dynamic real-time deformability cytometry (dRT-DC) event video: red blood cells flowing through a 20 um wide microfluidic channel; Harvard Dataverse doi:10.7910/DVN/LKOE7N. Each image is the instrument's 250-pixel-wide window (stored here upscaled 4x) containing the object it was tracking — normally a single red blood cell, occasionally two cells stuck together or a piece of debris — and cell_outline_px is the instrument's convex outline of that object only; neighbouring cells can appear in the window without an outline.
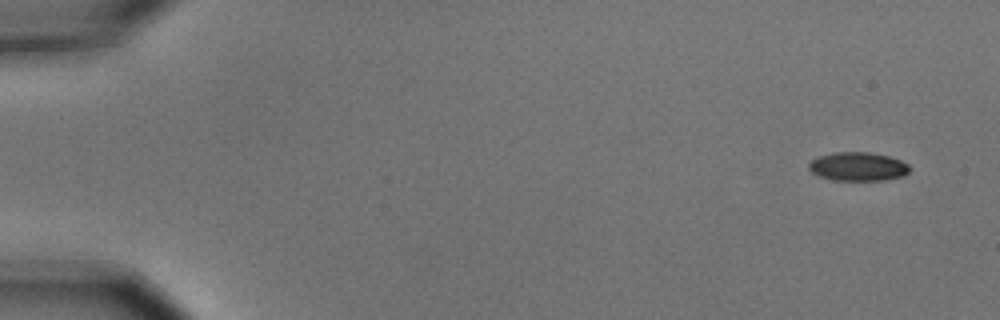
{"species": "common noctule bat (a hibernating species)", "species_latin": "Nyctalus noctula", "temperature_condition": "cold", "stored_images_in_passage": 5, "camera_frame_rate_fps": 3000, "um_per_image_px": 0.085, "animal": {"sex": "male", "body_mass_g": 15.6}, "frame": {"image": 1, "passage_image": 1, "time_ms": 0.0, "image_size_px": [1000, 320], "cell_outline_px": [[908, 172], [904, 176], [884, 180], [832, 180], [820, 176], [812, 172], [808, 168], [808, 164], [812, 160], [820, 156], [836, 152], [868, 152], [888, 156], [900, 160], [908, 164]], "centroid_in_image_um": [72.92, 14.16], "position_along_channel_um": 12.1, "area_um2": 16.7}}
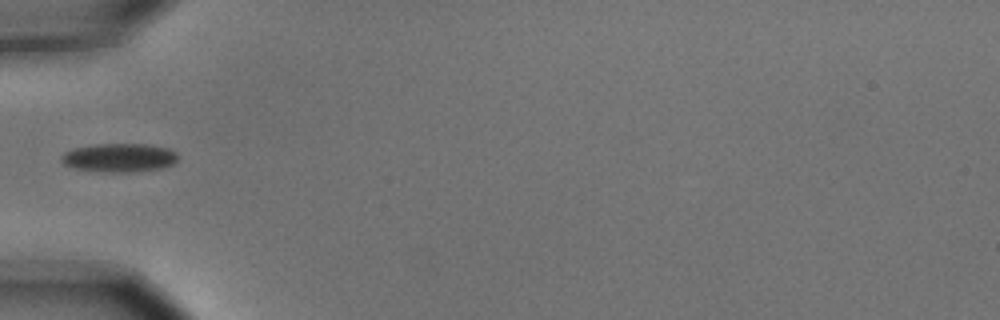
{"frame": {"image": 2, "passage_image": 5, "time_ms": 1.333, "image_size_px": [1000, 320], "cell_outline_px": [[176, 160], [172, 164], [160, 168], [128, 172], [108, 172], [76, 168], [64, 164], [60, 160], [60, 156], [64, 152], [72, 148], [96, 144], [144, 144], [168, 148], [176, 152]], "centroid_in_image_um": [10.09, 13.39], "position_along_channel_um": 74.9, "area_um2": 19.25}}